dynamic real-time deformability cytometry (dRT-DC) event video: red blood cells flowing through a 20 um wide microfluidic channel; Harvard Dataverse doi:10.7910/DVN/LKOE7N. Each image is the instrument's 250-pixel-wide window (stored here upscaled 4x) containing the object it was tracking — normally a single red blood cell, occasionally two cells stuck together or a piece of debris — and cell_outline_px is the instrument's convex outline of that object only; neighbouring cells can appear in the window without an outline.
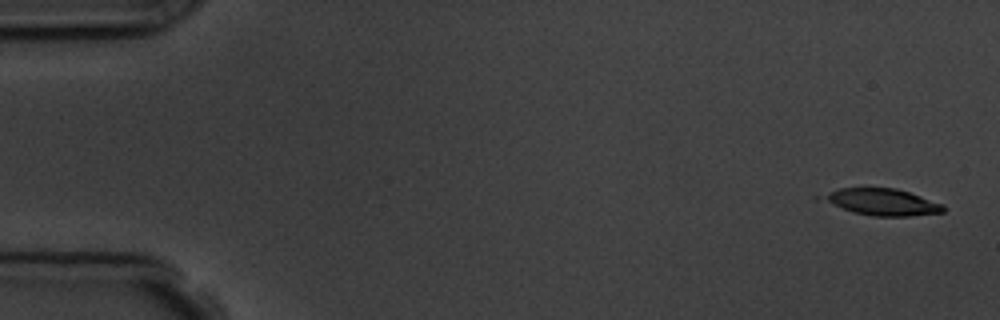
{"species": "common noctule bat (a hibernating species)", "species_latin": "Nyctalus noctula", "temperature_condition": "room temperature", "stored_images_in_passage": 4, "camera_frame_rate_fps": 3000, "um_per_image_px": 0.085, "animal": {"sex": "male", "body_mass_g": 19.5, "forearm_length_mm": 54.6}, "frame": {"image": 1, "passage_image": 1, "time_ms": 0.0, "image_size_px": [1000, 320], "cell_outline_px": [[948, 208], [944, 212], [908, 216], [872, 216], [852, 212], [832, 204], [824, 200], [824, 196], [840, 188], [896, 188], [944, 204]], "centroid_in_image_um": [75.09, 17.18], "position_along_channel_um": 9.9, "area_um2": 18.38}}
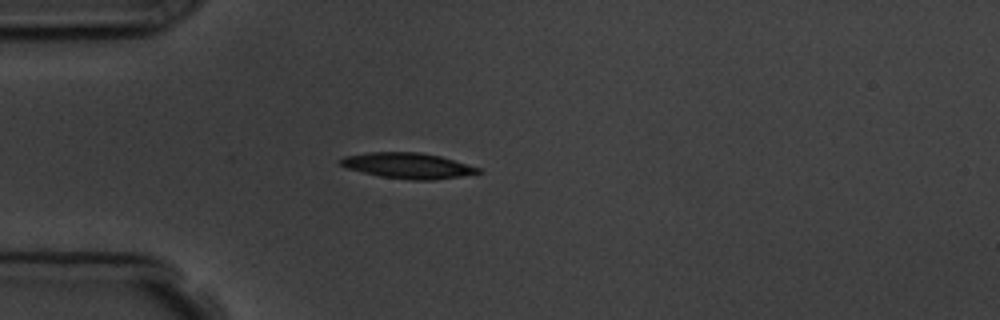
{"frame": {"image": 2, "passage_image": 4, "time_ms": 4.333, "image_size_px": [1000, 320], "cell_outline_px": [[484, 172], [460, 176], [432, 180], [412, 180], [380, 176], [348, 168], [336, 164], [336, 160], [344, 156], [368, 152], [420, 152], [440, 156], [480, 168]], "centroid_in_image_um": [34.62, 14.07], "position_along_channel_um": 50.4, "area_um2": 20.58}}